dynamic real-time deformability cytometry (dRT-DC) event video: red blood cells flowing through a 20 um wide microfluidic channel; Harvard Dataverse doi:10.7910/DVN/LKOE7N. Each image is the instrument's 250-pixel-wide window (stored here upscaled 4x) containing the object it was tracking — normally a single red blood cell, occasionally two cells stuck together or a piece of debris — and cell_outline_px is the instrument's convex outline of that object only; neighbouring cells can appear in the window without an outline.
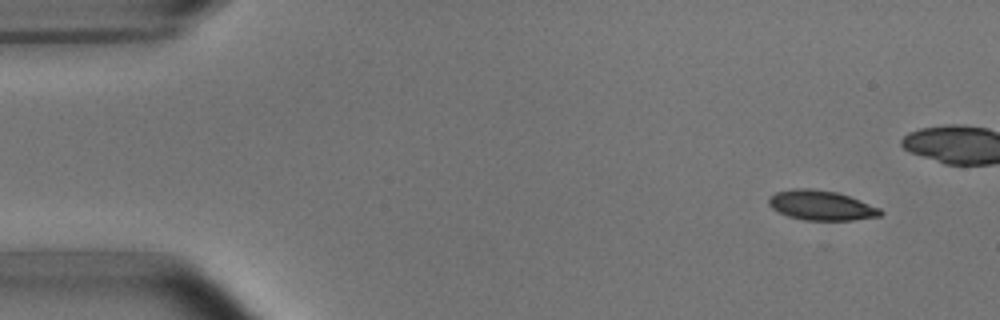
{"species": "common noctule bat (a hibernating species)", "species_latin": "Nyctalus noctula", "temperature_condition": "room temperature", "stored_images_in_passage": 5, "camera_frame_rate_fps": 3000, "um_per_image_px": 0.085, "animal": {"sex": "male", "body_mass_g": 15.6}, "frame": {"image": 1, "passage_image": 1, "time_ms": 0.0, "image_size_px": [1000, 320], "cell_outline_px": [[884, 212], [880, 216], [852, 220], [804, 220], [788, 216], [772, 208], [768, 204], [768, 196], [776, 192], [792, 188], [812, 188], [836, 192], [860, 200], [880, 208]], "centroid_in_image_um": [69.78, 17.45], "position_along_channel_um": 15.2, "area_um2": 19.42}}